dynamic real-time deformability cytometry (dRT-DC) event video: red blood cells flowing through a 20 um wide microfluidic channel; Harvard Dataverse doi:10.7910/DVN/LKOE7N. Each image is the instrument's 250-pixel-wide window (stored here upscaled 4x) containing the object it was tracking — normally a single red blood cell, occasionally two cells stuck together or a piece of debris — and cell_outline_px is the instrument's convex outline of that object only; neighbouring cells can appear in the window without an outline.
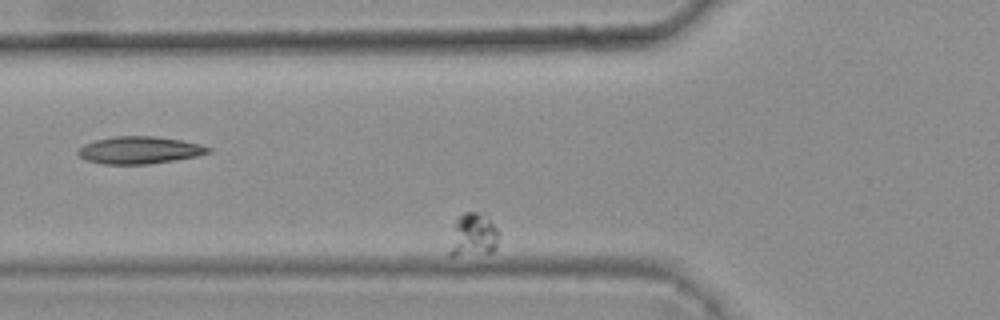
{"species": "common noctule bat (a hibernating species)", "species_latin": "Nyctalus noctula", "temperature_condition": "warm", "stored_images_in_passage": 9, "camera_frame_rate_fps": 3000, "um_per_image_px": 0.085, "animal": {"sex": "female", "body_mass_g": 25.1}, "frame": {"image": 1, "passage_image": 6, "time_ms": 1.667, "image_size_px": [1000, 320], "cell_outline_px": [[500, 236], [496, 248], [492, 252], [452, 256], [448, 256], [448, 252], [456, 220], [464, 212], [476, 212], [488, 220], [500, 232]], "centroid_in_image_um": [40.22, 20.02], "position_along_channel_um": 85.6, "area_um2": 12.2}}
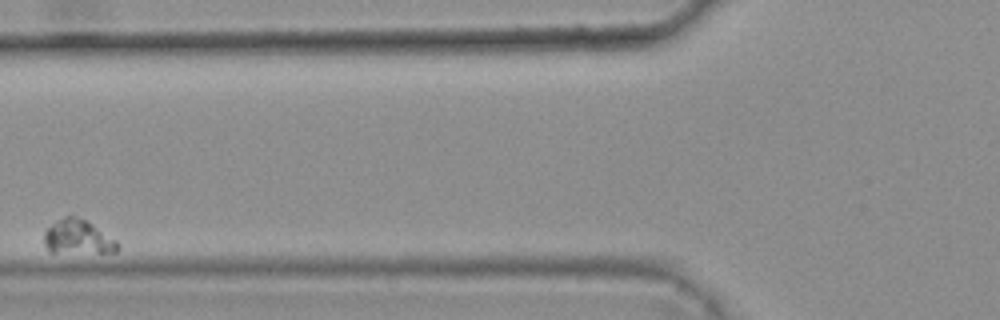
{"frame": {"image": 2, "passage_image": 7, "time_ms": 2.0, "image_size_px": [1000, 320], "cell_outline_px": [[120, 248], [116, 252], [52, 252], [44, 244], [44, 232], [56, 220], [64, 216], [72, 216], [84, 220], [92, 224], [116, 240], [120, 244]], "centroid_in_image_um": [6.63, 20.16], "position_along_channel_um": 119.2, "area_um2": 14.45}}